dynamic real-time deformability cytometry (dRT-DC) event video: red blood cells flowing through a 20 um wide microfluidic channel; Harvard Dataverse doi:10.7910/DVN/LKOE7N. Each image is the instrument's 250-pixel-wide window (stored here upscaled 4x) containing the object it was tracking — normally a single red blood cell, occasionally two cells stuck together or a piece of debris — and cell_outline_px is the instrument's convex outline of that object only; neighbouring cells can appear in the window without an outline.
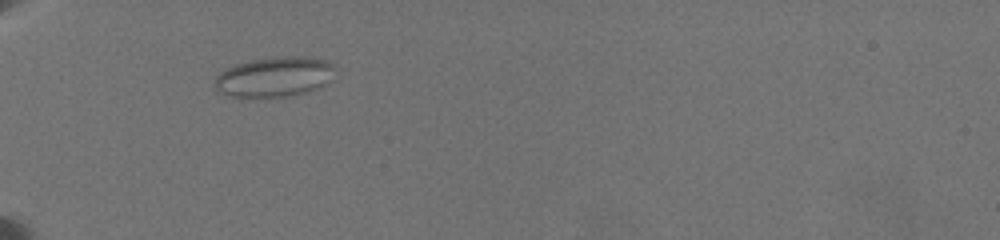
{"species": "common noctule bat (a hibernating species)", "species_latin": "Nyctalus noctula", "temperature_condition": "warm", "stored_images_in_passage": 54, "camera_frame_rate_fps": 3000, "um_per_image_px": 0.085, "animal": {"sex": "female", "body_mass_g": 19.5, "forearm_length_mm": 54.1}, "frame": {"image": 1, "passage_image": 1, "time_ms": 0.0, "image_size_px": [1000, 240], "cell_outline_px": [[332, 80], [328, 84], [320, 88], [308, 92], [288, 96], [228, 96], [220, 92], [212, 84], [216, 76], [220, 72], [236, 64], [252, 60], [276, 56], [308, 56], [328, 60], [332, 64]], "centroid_in_image_um": [23.36, 6.52], "position_along_channel_um": 61.6, "area_um2": 28.21}}
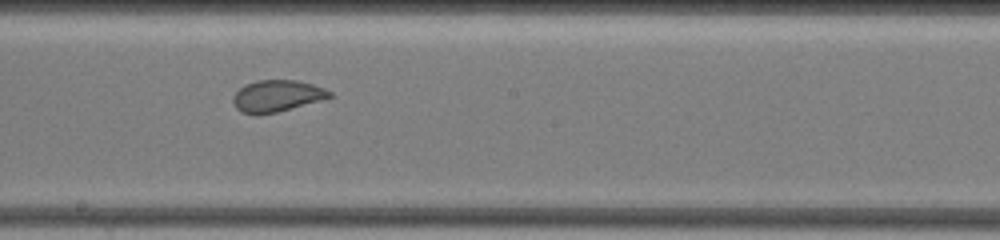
{"frame": {"image": 2, "passage_image": 28, "time_ms": 5.0, "image_size_px": [1000, 240], "cell_outline_px": [[332, 96], [320, 100], [276, 112], [240, 112], [236, 108], [232, 100], [232, 96], [244, 84], [256, 80], [296, 80], [312, 84], [324, 88], [332, 92]], "centroid_in_image_um": [23.52, 8.11], "position_along_channel_um": 224.7, "area_um2": 17.34}}
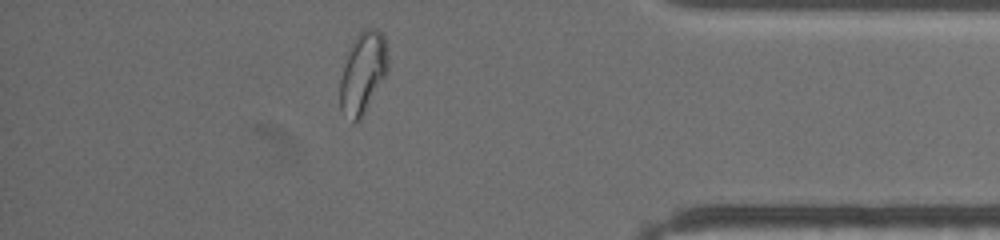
{"frame": {"image": 3, "passage_image": 46, "time_ms": 10.667, "image_size_px": [1000, 240], "cell_outline_px": [[388, 72], [360, 120], [356, 124], [352, 124], [340, 108], [340, 80], [348, 48], [352, 40], [364, 28], [376, 28], [384, 36], [388, 48]], "centroid_in_image_um": [30.85, 6.18], "position_along_channel_um": 404.4, "area_um2": 23.18}}